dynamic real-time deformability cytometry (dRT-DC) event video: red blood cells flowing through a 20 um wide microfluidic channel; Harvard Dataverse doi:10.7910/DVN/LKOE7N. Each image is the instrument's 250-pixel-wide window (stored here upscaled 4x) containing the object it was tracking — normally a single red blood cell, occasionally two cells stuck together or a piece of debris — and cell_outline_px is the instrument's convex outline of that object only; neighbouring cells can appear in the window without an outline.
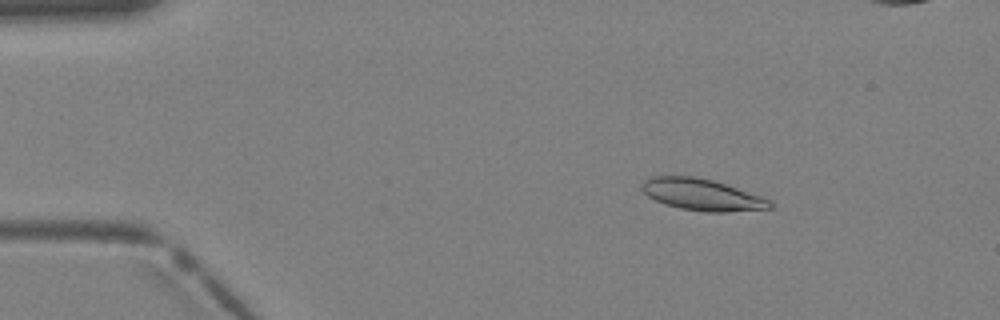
{"species": "Egyptian fruit bat (a non-hibernating species)", "species_latin": "Rousettus aegyptiacus", "temperature_condition": "warm", "stored_images_in_passage": 5, "camera_frame_rate_fps": 3000, "um_per_image_px": 0.085, "animal": {"sex": "female"}, "frame": {"image": 1, "passage_image": 2, "time_ms": 0.333, "image_size_px": [1000, 320], "cell_outline_px": [[772, 208], [728, 212], [704, 212], [680, 208], [664, 204], [648, 196], [640, 188], [640, 184], [644, 180], [652, 176], [696, 176], [712, 180], [764, 196], [772, 200]], "centroid_in_image_um": [59.68, 16.54], "position_along_channel_um": 25.3, "area_um2": 23.81}}
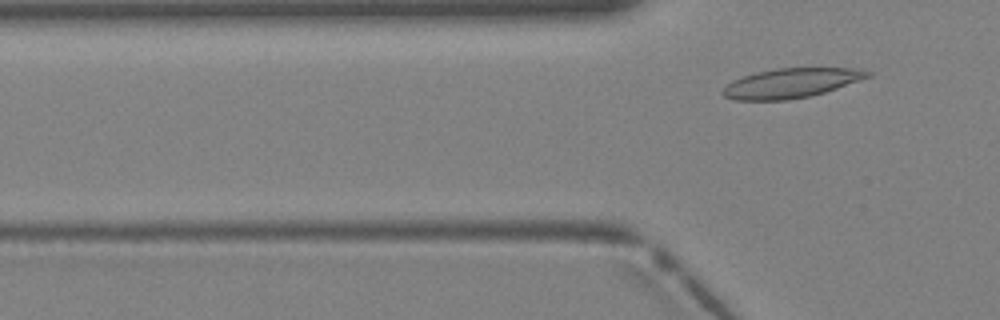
{"frame": {"image": 2, "passage_image": 5, "time_ms": 1.333, "image_size_px": [1000, 320], "cell_outline_px": [[872, 76], [812, 96], [788, 100], [736, 100], [724, 96], [720, 92], [732, 80], [740, 76], [756, 72], [776, 68], [864, 68], [872, 72]], "centroid_in_image_um": [67.25, 7.05], "position_along_channel_um": 58.5, "area_um2": 25.14}}